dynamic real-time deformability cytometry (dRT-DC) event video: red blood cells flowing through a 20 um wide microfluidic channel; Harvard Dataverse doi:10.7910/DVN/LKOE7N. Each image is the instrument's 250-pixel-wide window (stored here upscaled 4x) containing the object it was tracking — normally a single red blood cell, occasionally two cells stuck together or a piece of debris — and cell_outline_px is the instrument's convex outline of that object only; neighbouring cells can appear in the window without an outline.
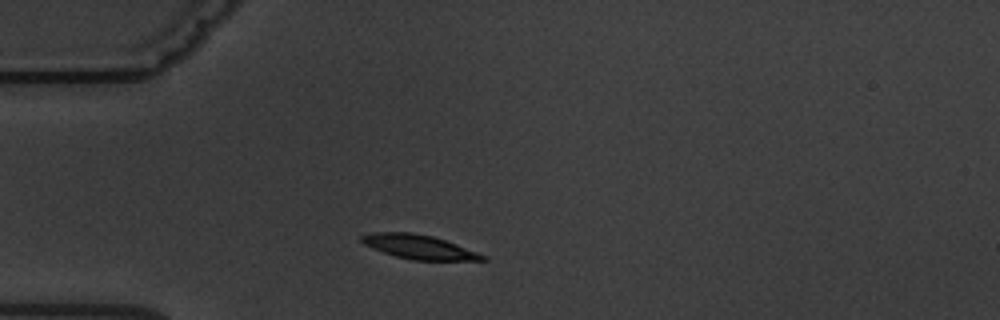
{"species": "common noctule bat (a hibernating species)", "species_latin": "Nyctalus noctula", "temperature_condition": "warm", "stored_images_in_passage": 7, "camera_frame_rate_fps": 3000, "um_per_image_px": 0.085, "animal": {"sex": "male", "body_mass_g": 19.5, "forearm_length_mm": 54.6}, "frame": {"image": 1, "passage_image": 2, "time_ms": 1.333, "image_size_px": [1000, 320], "cell_outline_px": [[488, 260], [412, 260], [396, 256], [372, 248], [364, 244], [360, 240], [360, 236], [372, 232], [412, 232], [432, 236], [456, 244], [488, 256]], "centroid_in_image_um": [35.61, 20.98], "position_along_channel_um": 49.4, "area_um2": 16.94}}
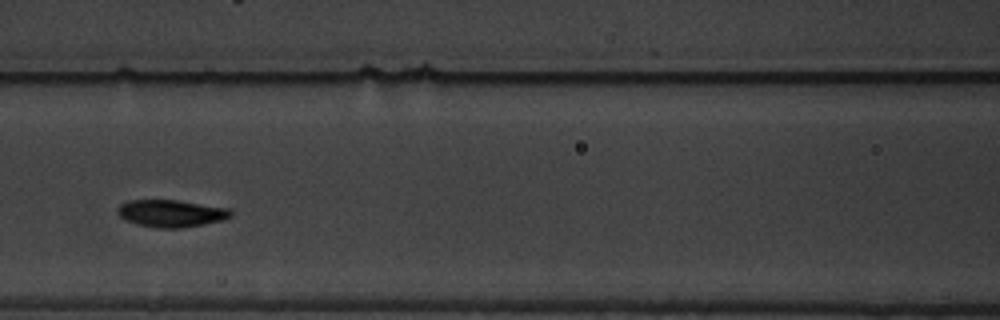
{"frame": {"image": 2, "passage_image": 5, "time_ms": 4.667, "image_size_px": [1000, 320], "cell_outline_px": [[232, 216], [220, 220], [204, 224], [180, 228], [156, 228], [136, 224], [124, 220], [116, 212], [116, 208], [120, 204], [128, 200], [176, 200], [228, 208], [232, 212]], "centroid_in_image_um": [14.48, 18.14], "position_along_channel_um": 152.1, "area_um2": 17.98}}